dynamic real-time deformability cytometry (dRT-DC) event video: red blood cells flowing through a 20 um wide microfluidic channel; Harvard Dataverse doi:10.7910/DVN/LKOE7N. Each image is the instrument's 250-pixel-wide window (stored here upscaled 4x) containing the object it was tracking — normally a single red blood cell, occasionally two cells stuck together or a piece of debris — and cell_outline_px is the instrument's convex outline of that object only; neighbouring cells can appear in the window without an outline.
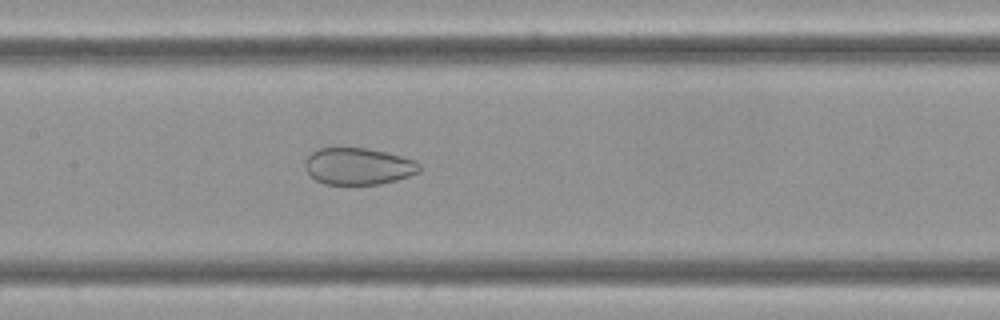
{"species": "Egyptian fruit bat (a non-hibernating species)", "species_latin": "Rousettus aegyptiacus", "temperature_condition": "cold", "stored_images_in_passage": 52, "segment_of_instrument_passage": [2, 2], "camera_frame_rate_fps": 3000, "um_per_image_px": 0.085, "frame": {"image": 1, "passage_image": 27, "time_ms": 8.667, "image_size_px": [1000, 320], "cell_outline_px": [[420, 172], [396, 180], [380, 184], [324, 184], [316, 180], [304, 168], [304, 160], [312, 152], [320, 148], [364, 148], [384, 152], [416, 160], [420, 164]], "centroid_in_image_um": [30.44, 14.14], "position_along_channel_um": 177.0, "area_um2": 24.45}}
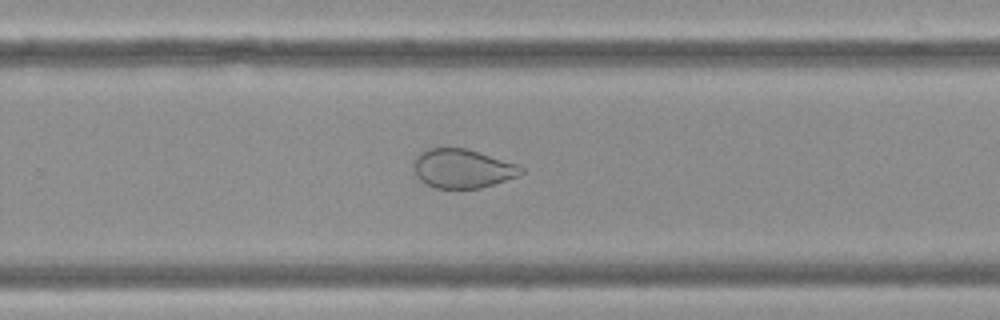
{"frame": {"image": 2, "passage_image": 37, "time_ms": 12.0, "image_size_px": [1000, 320], "cell_outline_px": [[524, 172], [516, 176], [480, 188], [436, 188], [424, 184], [416, 176], [412, 168], [412, 160], [420, 152], [428, 148], [464, 148], [516, 164], [524, 168]], "centroid_in_image_um": [39.22, 14.33], "position_along_channel_um": 290.6, "area_um2": 24.28}}
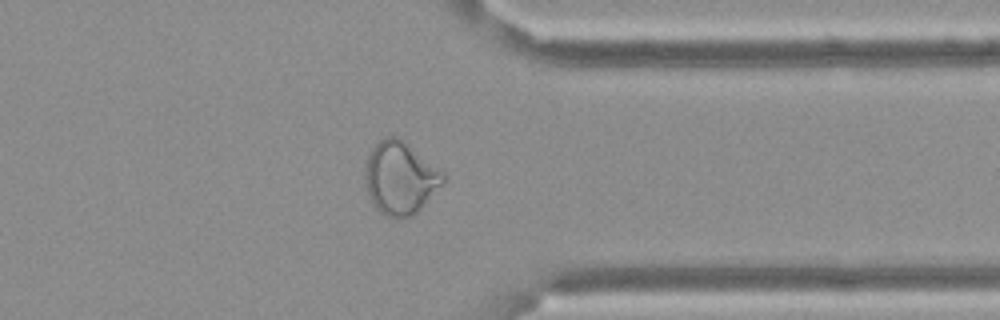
{"frame": {"image": 3, "passage_image": 45, "time_ms": 14.667, "image_size_px": [1000, 320], "cell_outline_px": [[444, 180], [420, 208], [416, 212], [400, 220], [384, 216], [376, 208], [368, 192], [364, 176], [368, 156], [372, 148], [384, 136], [396, 136], [404, 140], [444, 172]], "centroid_in_image_um": [33.99, 15.11], "position_along_channel_um": 377.4, "area_um2": 32.66}}